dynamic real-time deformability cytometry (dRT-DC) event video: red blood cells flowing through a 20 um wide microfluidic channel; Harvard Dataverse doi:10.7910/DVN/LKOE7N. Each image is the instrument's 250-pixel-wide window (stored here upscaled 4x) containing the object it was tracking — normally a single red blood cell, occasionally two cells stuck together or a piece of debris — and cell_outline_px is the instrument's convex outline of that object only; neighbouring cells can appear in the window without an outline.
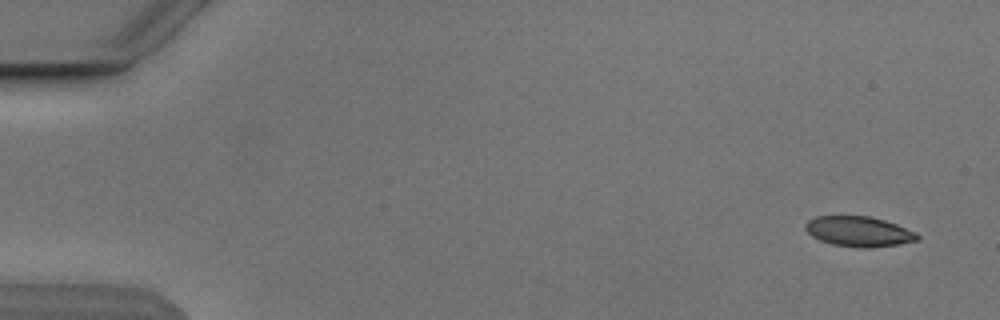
{"species": "Egyptian fruit bat (a non-hibernating species)", "species_latin": "Rousettus aegyptiacus", "temperature_condition": "cold", "stored_images_in_passage": 5, "camera_frame_rate_fps": 3000, "um_per_image_px": 0.085, "animal": {"sex": "male"}, "frame": {"image": 1, "passage_image": 1, "time_ms": 0.0, "image_size_px": [1000, 320], "cell_outline_px": [[920, 240], [900, 244], [868, 248], [860, 248], [832, 244], [820, 240], [812, 236], [804, 228], [804, 224], [808, 220], [816, 216], [872, 216], [896, 224], [916, 232], [920, 236]], "centroid_in_image_um": [73.01, 19.68], "position_along_channel_um": 12.0, "area_um2": 19.83}}
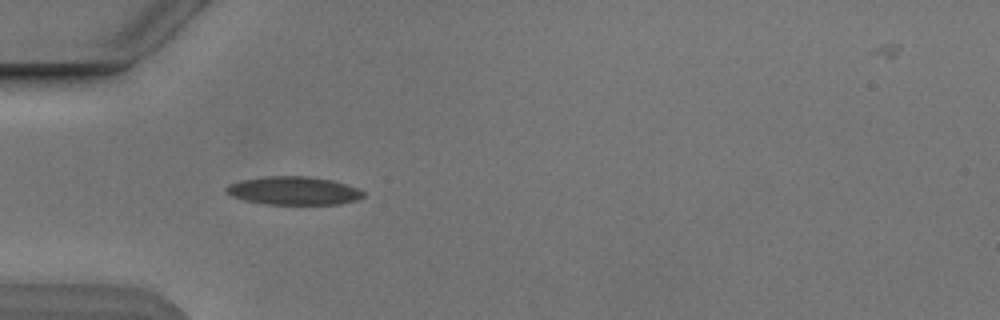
{"frame": {"image": 2, "passage_image": 4, "time_ms": 4.667, "image_size_px": [1000, 320], "cell_outline_px": [[364, 196], [356, 200], [340, 204], [264, 204], [244, 200], [232, 196], [224, 192], [224, 188], [228, 184], [240, 180], [268, 176], [308, 176], [332, 180], [356, 188], [364, 192]], "centroid_in_image_um": [24.9, 16.21], "position_along_channel_um": 60.1, "area_um2": 22.6}}
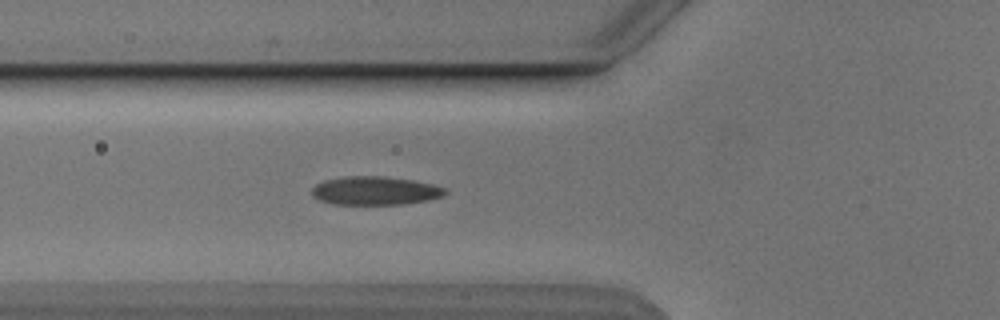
{"frame": {"image": 3, "passage_image": 5, "time_ms": 5.667, "image_size_px": [1000, 320], "cell_outline_px": [[448, 192], [444, 196], [428, 200], [404, 204], [332, 204], [320, 200], [312, 196], [312, 188], [316, 184], [324, 180], [344, 176], [384, 176], [416, 180], [448, 188]], "centroid_in_image_um": [31.93, 16.2], "position_along_channel_um": 93.9, "area_um2": 22.43}}